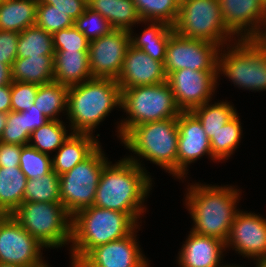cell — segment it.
Wrapping results in <instances>:
<instances>
[{"instance_id": "obj_1", "label": "cell", "mask_w": 266, "mask_h": 267, "mask_svg": "<svg viewBox=\"0 0 266 267\" xmlns=\"http://www.w3.org/2000/svg\"><path fill=\"white\" fill-rule=\"evenodd\" d=\"M141 165L140 158L132 155L116 164L108 162L100 175L93 205L125 212L138 223L147 210L143 203L153 184Z\"/></svg>"}, {"instance_id": "obj_2", "label": "cell", "mask_w": 266, "mask_h": 267, "mask_svg": "<svg viewBox=\"0 0 266 267\" xmlns=\"http://www.w3.org/2000/svg\"><path fill=\"white\" fill-rule=\"evenodd\" d=\"M188 186L185 205L194 223L191 231L226 242L239 211L236 206L241 191L228 185L195 183Z\"/></svg>"}, {"instance_id": "obj_3", "label": "cell", "mask_w": 266, "mask_h": 267, "mask_svg": "<svg viewBox=\"0 0 266 267\" xmlns=\"http://www.w3.org/2000/svg\"><path fill=\"white\" fill-rule=\"evenodd\" d=\"M138 226L125 212L94 205L78 211L72 217L71 267H79V261L93 248L124 238Z\"/></svg>"}, {"instance_id": "obj_4", "label": "cell", "mask_w": 266, "mask_h": 267, "mask_svg": "<svg viewBox=\"0 0 266 267\" xmlns=\"http://www.w3.org/2000/svg\"><path fill=\"white\" fill-rule=\"evenodd\" d=\"M115 107L121 108V89L114 79L92 78L68 88L66 115L73 133L94 135Z\"/></svg>"}, {"instance_id": "obj_5", "label": "cell", "mask_w": 266, "mask_h": 267, "mask_svg": "<svg viewBox=\"0 0 266 267\" xmlns=\"http://www.w3.org/2000/svg\"><path fill=\"white\" fill-rule=\"evenodd\" d=\"M120 141L132 153L162 167L177 178V118L134 126Z\"/></svg>"}, {"instance_id": "obj_6", "label": "cell", "mask_w": 266, "mask_h": 267, "mask_svg": "<svg viewBox=\"0 0 266 267\" xmlns=\"http://www.w3.org/2000/svg\"><path fill=\"white\" fill-rule=\"evenodd\" d=\"M121 109L128 116L117 126V137L120 139L134 126L177 118L182 112L167 81L121 90Z\"/></svg>"}, {"instance_id": "obj_7", "label": "cell", "mask_w": 266, "mask_h": 267, "mask_svg": "<svg viewBox=\"0 0 266 267\" xmlns=\"http://www.w3.org/2000/svg\"><path fill=\"white\" fill-rule=\"evenodd\" d=\"M11 215L45 248L71 243L72 216L61 202L24 201Z\"/></svg>"}, {"instance_id": "obj_8", "label": "cell", "mask_w": 266, "mask_h": 267, "mask_svg": "<svg viewBox=\"0 0 266 267\" xmlns=\"http://www.w3.org/2000/svg\"><path fill=\"white\" fill-rule=\"evenodd\" d=\"M173 30L182 37L221 47L238 40L223 22L219 0H181Z\"/></svg>"}, {"instance_id": "obj_9", "label": "cell", "mask_w": 266, "mask_h": 267, "mask_svg": "<svg viewBox=\"0 0 266 267\" xmlns=\"http://www.w3.org/2000/svg\"><path fill=\"white\" fill-rule=\"evenodd\" d=\"M226 46L227 51L224 45L218 53V75L224 74L237 87L266 91V54L249 39Z\"/></svg>"}, {"instance_id": "obj_10", "label": "cell", "mask_w": 266, "mask_h": 267, "mask_svg": "<svg viewBox=\"0 0 266 267\" xmlns=\"http://www.w3.org/2000/svg\"><path fill=\"white\" fill-rule=\"evenodd\" d=\"M99 146L88 158L59 176L61 203L73 217L93 205L103 168L109 162Z\"/></svg>"}, {"instance_id": "obj_11", "label": "cell", "mask_w": 266, "mask_h": 267, "mask_svg": "<svg viewBox=\"0 0 266 267\" xmlns=\"http://www.w3.org/2000/svg\"><path fill=\"white\" fill-rule=\"evenodd\" d=\"M217 44L173 33L167 45L164 70L166 75L176 70L218 71Z\"/></svg>"}, {"instance_id": "obj_12", "label": "cell", "mask_w": 266, "mask_h": 267, "mask_svg": "<svg viewBox=\"0 0 266 267\" xmlns=\"http://www.w3.org/2000/svg\"><path fill=\"white\" fill-rule=\"evenodd\" d=\"M219 77L218 71L181 69L169 73L167 82L179 109L182 112H191L211 101Z\"/></svg>"}, {"instance_id": "obj_13", "label": "cell", "mask_w": 266, "mask_h": 267, "mask_svg": "<svg viewBox=\"0 0 266 267\" xmlns=\"http://www.w3.org/2000/svg\"><path fill=\"white\" fill-rule=\"evenodd\" d=\"M130 46L127 30L113 29L89 43L88 59L92 78L117 80Z\"/></svg>"}, {"instance_id": "obj_14", "label": "cell", "mask_w": 266, "mask_h": 267, "mask_svg": "<svg viewBox=\"0 0 266 267\" xmlns=\"http://www.w3.org/2000/svg\"><path fill=\"white\" fill-rule=\"evenodd\" d=\"M43 248L12 215H0V263L30 267L42 260Z\"/></svg>"}, {"instance_id": "obj_15", "label": "cell", "mask_w": 266, "mask_h": 267, "mask_svg": "<svg viewBox=\"0 0 266 267\" xmlns=\"http://www.w3.org/2000/svg\"><path fill=\"white\" fill-rule=\"evenodd\" d=\"M226 248L254 259L256 264L266 259V219L252 212L239 210L230 227Z\"/></svg>"}, {"instance_id": "obj_16", "label": "cell", "mask_w": 266, "mask_h": 267, "mask_svg": "<svg viewBox=\"0 0 266 267\" xmlns=\"http://www.w3.org/2000/svg\"><path fill=\"white\" fill-rule=\"evenodd\" d=\"M137 227L128 236L99 245L80 261L79 267H149L136 239Z\"/></svg>"}, {"instance_id": "obj_17", "label": "cell", "mask_w": 266, "mask_h": 267, "mask_svg": "<svg viewBox=\"0 0 266 267\" xmlns=\"http://www.w3.org/2000/svg\"><path fill=\"white\" fill-rule=\"evenodd\" d=\"M177 127V178L182 180L188 174V165L202 156L208 155L211 160H217L212 156L210 139L192 112H181L177 117Z\"/></svg>"}, {"instance_id": "obj_18", "label": "cell", "mask_w": 266, "mask_h": 267, "mask_svg": "<svg viewBox=\"0 0 266 267\" xmlns=\"http://www.w3.org/2000/svg\"><path fill=\"white\" fill-rule=\"evenodd\" d=\"M223 22L238 40L250 39L266 18L263 0H219Z\"/></svg>"}, {"instance_id": "obj_19", "label": "cell", "mask_w": 266, "mask_h": 267, "mask_svg": "<svg viewBox=\"0 0 266 267\" xmlns=\"http://www.w3.org/2000/svg\"><path fill=\"white\" fill-rule=\"evenodd\" d=\"M121 90L161 84L167 81L164 64L152 59L144 51L129 46L119 77L116 80Z\"/></svg>"}, {"instance_id": "obj_20", "label": "cell", "mask_w": 266, "mask_h": 267, "mask_svg": "<svg viewBox=\"0 0 266 267\" xmlns=\"http://www.w3.org/2000/svg\"><path fill=\"white\" fill-rule=\"evenodd\" d=\"M180 250L177 257L180 267H220L226 244L217 238L190 231Z\"/></svg>"}, {"instance_id": "obj_21", "label": "cell", "mask_w": 266, "mask_h": 267, "mask_svg": "<svg viewBox=\"0 0 266 267\" xmlns=\"http://www.w3.org/2000/svg\"><path fill=\"white\" fill-rule=\"evenodd\" d=\"M99 146L98 138L94 135L72 133L52 157V170L59 176L70 171Z\"/></svg>"}, {"instance_id": "obj_22", "label": "cell", "mask_w": 266, "mask_h": 267, "mask_svg": "<svg viewBox=\"0 0 266 267\" xmlns=\"http://www.w3.org/2000/svg\"><path fill=\"white\" fill-rule=\"evenodd\" d=\"M90 79L88 51H55L53 81L70 87Z\"/></svg>"}, {"instance_id": "obj_23", "label": "cell", "mask_w": 266, "mask_h": 267, "mask_svg": "<svg viewBox=\"0 0 266 267\" xmlns=\"http://www.w3.org/2000/svg\"><path fill=\"white\" fill-rule=\"evenodd\" d=\"M149 23L140 35L136 34L137 37L133 36V30L129 31L130 45L164 64L169 38L174 33L173 26L162 21H149Z\"/></svg>"}, {"instance_id": "obj_24", "label": "cell", "mask_w": 266, "mask_h": 267, "mask_svg": "<svg viewBox=\"0 0 266 267\" xmlns=\"http://www.w3.org/2000/svg\"><path fill=\"white\" fill-rule=\"evenodd\" d=\"M88 7L106 18L113 29L132 30L143 22L132 0H88Z\"/></svg>"}, {"instance_id": "obj_25", "label": "cell", "mask_w": 266, "mask_h": 267, "mask_svg": "<svg viewBox=\"0 0 266 267\" xmlns=\"http://www.w3.org/2000/svg\"><path fill=\"white\" fill-rule=\"evenodd\" d=\"M12 80L36 85L54 79V55L16 58L11 67Z\"/></svg>"}, {"instance_id": "obj_26", "label": "cell", "mask_w": 266, "mask_h": 267, "mask_svg": "<svg viewBox=\"0 0 266 267\" xmlns=\"http://www.w3.org/2000/svg\"><path fill=\"white\" fill-rule=\"evenodd\" d=\"M38 0H4L0 3V30L21 33L35 26Z\"/></svg>"}, {"instance_id": "obj_27", "label": "cell", "mask_w": 266, "mask_h": 267, "mask_svg": "<svg viewBox=\"0 0 266 267\" xmlns=\"http://www.w3.org/2000/svg\"><path fill=\"white\" fill-rule=\"evenodd\" d=\"M26 182L20 167H0V215H11L24 202Z\"/></svg>"}, {"instance_id": "obj_28", "label": "cell", "mask_w": 266, "mask_h": 267, "mask_svg": "<svg viewBox=\"0 0 266 267\" xmlns=\"http://www.w3.org/2000/svg\"><path fill=\"white\" fill-rule=\"evenodd\" d=\"M68 86L55 81L38 85L34 105L48 120H60L57 116L67 112Z\"/></svg>"}, {"instance_id": "obj_29", "label": "cell", "mask_w": 266, "mask_h": 267, "mask_svg": "<svg viewBox=\"0 0 266 267\" xmlns=\"http://www.w3.org/2000/svg\"><path fill=\"white\" fill-rule=\"evenodd\" d=\"M210 102L208 101L191 111L201 122L209 139L237 114L234 106L227 101H218L214 104Z\"/></svg>"}, {"instance_id": "obj_30", "label": "cell", "mask_w": 266, "mask_h": 267, "mask_svg": "<svg viewBox=\"0 0 266 267\" xmlns=\"http://www.w3.org/2000/svg\"><path fill=\"white\" fill-rule=\"evenodd\" d=\"M52 34L44 29L32 26L23 30L18 37L17 58H28L40 55H54Z\"/></svg>"}, {"instance_id": "obj_31", "label": "cell", "mask_w": 266, "mask_h": 267, "mask_svg": "<svg viewBox=\"0 0 266 267\" xmlns=\"http://www.w3.org/2000/svg\"><path fill=\"white\" fill-rule=\"evenodd\" d=\"M242 127L237 113L230 121L221 127L210 139L212 156L220 162L228 160L235 153L242 136Z\"/></svg>"}, {"instance_id": "obj_32", "label": "cell", "mask_w": 266, "mask_h": 267, "mask_svg": "<svg viewBox=\"0 0 266 267\" xmlns=\"http://www.w3.org/2000/svg\"><path fill=\"white\" fill-rule=\"evenodd\" d=\"M64 125L61 120H49L31 133L29 145L48 155L49 152H55L73 133L67 134V127Z\"/></svg>"}, {"instance_id": "obj_33", "label": "cell", "mask_w": 266, "mask_h": 267, "mask_svg": "<svg viewBox=\"0 0 266 267\" xmlns=\"http://www.w3.org/2000/svg\"><path fill=\"white\" fill-rule=\"evenodd\" d=\"M145 25L149 21H162L173 26L177 20L181 0H132Z\"/></svg>"}, {"instance_id": "obj_34", "label": "cell", "mask_w": 266, "mask_h": 267, "mask_svg": "<svg viewBox=\"0 0 266 267\" xmlns=\"http://www.w3.org/2000/svg\"><path fill=\"white\" fill-rule=\"evenodd\" d=\"M24 201L61 202L59 175L51 170L41 177L27 179Z\"/></svg>"}, {"instance_id": "obj_35", "label": "cell", "mask_w": 266, "mask_h": 267, "mask_svg": "<svg viewBox=\"0 0 266 267\" xmlns=\"http://www.w3.org/2000/svg\"><path fill=\"white\" fill-rule=\"evenodd\" d=\"M19 167L27 179H35L52 170V157L28 144L22 146Z\"/></svg>"}, {"instance_id": "obj_36", "label": "cell", "mask_w": 266, "mask_h": 267, "mask_svg": "<svg viewBox=\"0 0 266 267\" xmlns=\"http://www.w3.org/2000/svg\"><path fill=\"white\" fill-rule=\"evenodd\" d=\"M74 22L68 14L57 10L56 6L42 4L38 1L35 24L37 27L53 35L59 30L74 26Z\"/></svg>"}, {"instance_id": "obj_37", "label": "cell", "mask_w": 266, "mask_h": 267, "mask_svg": "<svg viewBox=\"0 0 266 267\" xmlns=\"http://www.w3.org/2000/svg\"><path fill=\"white\" fill-rule=\"evenodd\" d=\"M74 25L89 41L107 35L113 30L106 18L89 7L75 20Z\"/></svg>"}, {"instance_id": "obj_38", "label": "cell", "mask_w": 266, "mask_h": 267, "mask_svg": "<svg viewBox=\"0 0 266 267\" xmlns=\"http://www.w3.org/2000/svg\"><path fill=\"white\" fill-rule=\"evenodd\" d=\"M30 136L26 131L25 115L23 112L10 111L7 114L6 127L0 142L25 146L29 144Z\"/></svg>"}, {"instance_id": "obj_39", "label": "cell", "mask_w": 266, "mask_h": 267, "mask_svg": "<svg viewBox=\"0 0 266 267\" xmlns=\"http://www.w3.org/2000/svg\"><path fill=\"white\" fill-rule=\"evenodd\" d=\"M52 37L55 51H88L89 49L90 41L75 25L55 32Z\"/></svg>"}, {"instance_id": "obj_40", "label": "cell", "mask_w": 266, "mask_h": 267, "mask_svg": "<svg viewBox=\"0 0 266 267\" xmlns=\"http://www.w3.org/2000/svg\"><path fill=\"white\" fill-rule=\"evenodd\" d=\"M38 85L13 81L11 83V111H29L34 105Z\"/></svg>"}, {"instance_id": "obj_41", "label": "cell", "mask_w": 266, "mask_h": 267, "mask_svg": "<svg viewBox=\"0 0 266 267\" xmlns=\"http://www.w3.org/2000/svg\"><path fill=\"white\" fill-rule=\"evenodd\" d=\"M18 32L0 30V63L12 67L17 58Z\"/></svg>"}, {"instance_id": "obj_42", "label": "cell", "mask_w": 266, "mask_h": 267, "mask_svg": "<svg viewBox=\"0 0 266 267\" xmlns=\"http://www.w3.org/2000/svg\"><path fill=\"white\" fill-rule=\"evenodd\" d=\"M42 4L56 6L57 10L68 14L74 21L88 7L87 0H38Z\"/></svg>"}, {"instance_id": "obj_43", "label": "cell", "mask_w": 266, "mask_h": 267, "mask_svg": "<svg viewBox=\"0 0 266 267\" xmlns=\"http://www.w3.org/2000/svg\"><path fill=\"white\" fill-rule=\"evenodd\" d=\"M22 145L0 142V167H19Z\"/></svg>"}, {"instance_id": "obj_44", "label": "cell", "mask_w": 266, "mask_h": 267, "mask_svg": "<svg viewBox=\"0 0 266 267\" xmlns=\"http://www.w3.org/2000/svg\"><path fill=\"white\" fill-rule=\"evenodd\" d=\"M22 112L25 115L26 131L30 135L34 130L40 128L49 121L42 112H39L35 105H33L29 111Z\"/></svg>"}, {"instance_id": "obj_45", "label": "cell", "mask_w": 266, "mask_h": 267, "mask_svg": "<svg viewBox=\"0 0 266 267\" xmlns=\"http://www.w3.org/2000/svg\"><path fill=\"white\" fill-rule=\"evenodd\" d=\"M249 40L266 54V18L260 23L257 32Z\"/></svg>"}, {"instance_id": "obj_46", "label": "cell", "mask_w": 266, "mask_h": 267, "mask_svg": "<svg viewBox=\"0 0 266 267\" xmlns=\"http://www.w3.org/2000/svg\"><path fill=\"white\" fill-rule=\"evenodd\" d=\"M11 111V84L0 87V112Z\"/></svg>"}, {"instance_id": "obj_47", "label": "cell", "mask_w": 266, "mask_h": 267, "mask_svg": "<svg viewBox=\"0 0 266 267\" xmlns=\"http://www.w3.org/2000/svg\"><path fill=\"white\" fill-rule=\"evenodd\" d=\"M13 82L11 66L8 64L0 63V87L9 85Z\"/></svg>"}, {"instance_id": "obj_48", "label": "cell", "mask_w": 266, "mask_h": 267, "mask_svg": "<svg viewBox=\"0 0 266 267\" xmlns=\"http://www.w3.org/2000/svg\"><path fill=\"white\" fill-rule=\"evenodd\" d=\"M7 113L0 112V138L3 134L4 128L6 127Z\"/></svg>"}, {"instance_id": "obj_49", "label": "cell", "mask_w": 266, "mask_h": 267, "mask_svg": "<svg viewBox=\"0 0 266 267\" xmlns=\"http://www.w3.org/2000/svg\"><path fill=\"white\" fill-rule=\"evenodd\" d=\"M30 267H51V266H49L48 263H46L44 261V259H43L39 263L34 264V265L30 266Z\"/></svg>"}, {"instance_id": "obj_50", "label": "cell", "mask_w": 266, "mask_h": 267, "mask_svg": "<svg viewBox=\"0 0 266 267\" xmlns=\"http://www.w3.org/2000/svg\"><path fill=\"white\" fill-rule=\"evenodd\" d=\"M0 267H21V266L12 265V264H8V263H0Z\"/></svg>"}, {"instance_id": "obj_51", "label": "cell", "mask_w": 266, "mask_h": 267, "mask_svg": "<svg viewBox=\"0 0 266 267\" xmlns=\"http://www.w3.org/2000/svg\"><path fill=\"white\" fill-rule=\"evenodd\" d=\"M256 265H257L258 267H266V259H265V260H262V261H260V262H258Z\"/></svg>"}, {"instance_id": "obj_52", "label": "cell", "mask_w": 266, "mask_h": 267, "mask_svg": "<svg viewBox=\"0 0 266 267\" xmlns=\"http://www.w3.org/2000/svg\"><path fill=\"white\" fill-rule=\"evenodd\" d=\"M220 267H242V266H240V265L239 266H237V265L235 266L233 264L232 265L231 264H226V265L222 264Z\"/></svg>"}]
</instances>
